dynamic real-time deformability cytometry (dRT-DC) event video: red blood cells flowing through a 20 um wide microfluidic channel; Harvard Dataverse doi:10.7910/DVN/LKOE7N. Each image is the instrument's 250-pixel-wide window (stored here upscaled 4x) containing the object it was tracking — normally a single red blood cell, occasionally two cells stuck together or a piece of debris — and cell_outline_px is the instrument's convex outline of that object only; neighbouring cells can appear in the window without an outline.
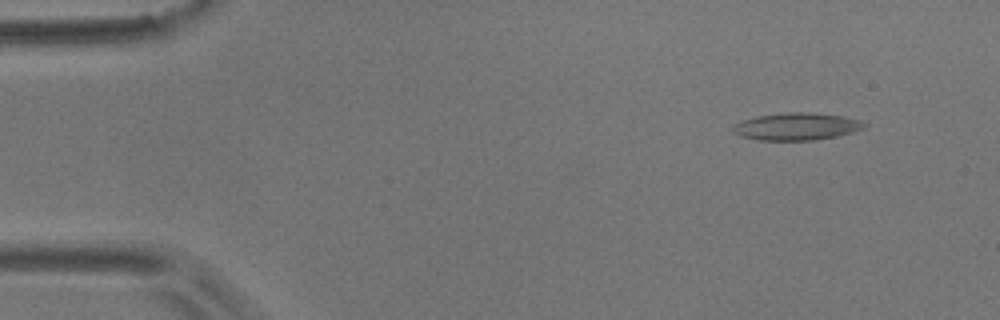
{"species": "common noctule bat (a hibernating species)", "species_latin": "Nyctalus noctula", "temperature_condition": "room temperature", "stored_images_in_passage": 10, "camera_frame_rate_fps": 3000, "um_per_image_px": 0.085, "animal": {"sex": "male", "body_mass_g": 17.9}, "frame": {"image": 1, "passage_image": 2, "time_ms": 1.333, "image_size_px": [1000, 320], "cell_outline_px": [[868, 124], [864, 128], [852, 132], [836, 136], [812, 140], [760, 140], [740, 136], [732, 132], [732, 128], [740, 120], [756, 116], [788, 112], [812, 112], [844, 116], [860, 120]], "centroid_in_image_um": [67.7, 10.74], "position_along_channel_um": 17.3, "area_um2": 20.98}}
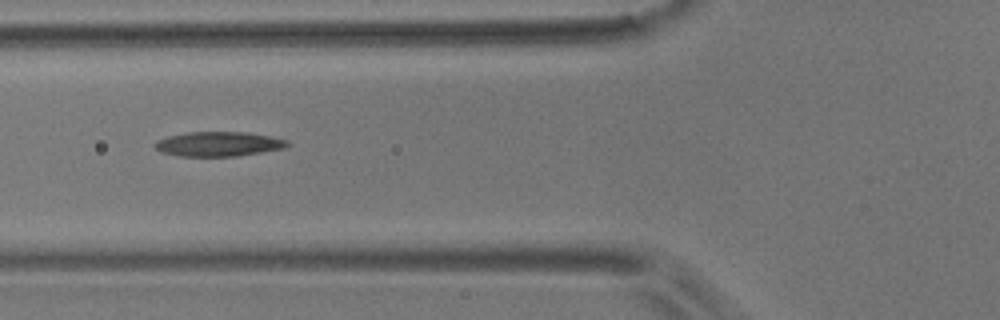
{"frame": {"image": 2, "passage_image": 6, "time_ms": 6.667, "image_size_px": [1000, 320], "cell_outline_px": [[292, 144], [284, 148], [236, 156], [180, 156], [160, 152], [152, 144], [156, 140], [168, 136], [188, 132], [248, 132], [288, 140]], "centroid_in_image_um": [18.55, 12.24], "position_along_channel_um": 107.2, "area_um2": 19.02}}
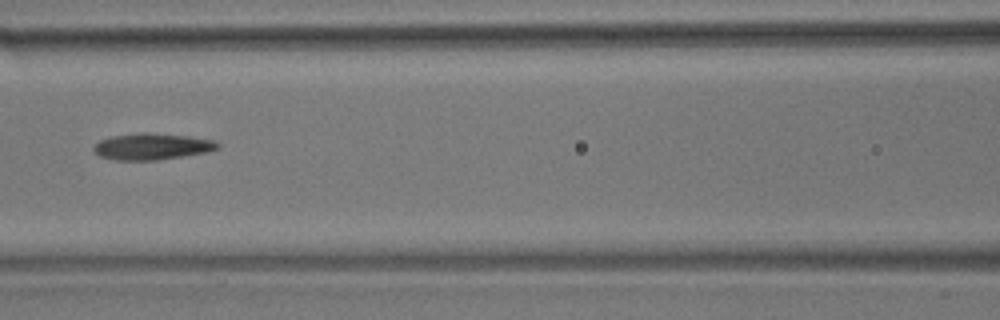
{"frame": {"image": 3, "passage_image": 7, "time_ms": 8.0, "image_size_px": [1000, 320], "cell_outline_px": [[220, 148], [204, 152], [156, 160], [116, 160], [100, 156], [92, 148], [100, 140], [112, 136], [140, 132], [148, 132], [188, 136], [216, 140], [220, 144]], "centroid_in_image_um": [12.93, 12.44], "position_along_channel_um": 153.7, "area_um2": 18.96}}